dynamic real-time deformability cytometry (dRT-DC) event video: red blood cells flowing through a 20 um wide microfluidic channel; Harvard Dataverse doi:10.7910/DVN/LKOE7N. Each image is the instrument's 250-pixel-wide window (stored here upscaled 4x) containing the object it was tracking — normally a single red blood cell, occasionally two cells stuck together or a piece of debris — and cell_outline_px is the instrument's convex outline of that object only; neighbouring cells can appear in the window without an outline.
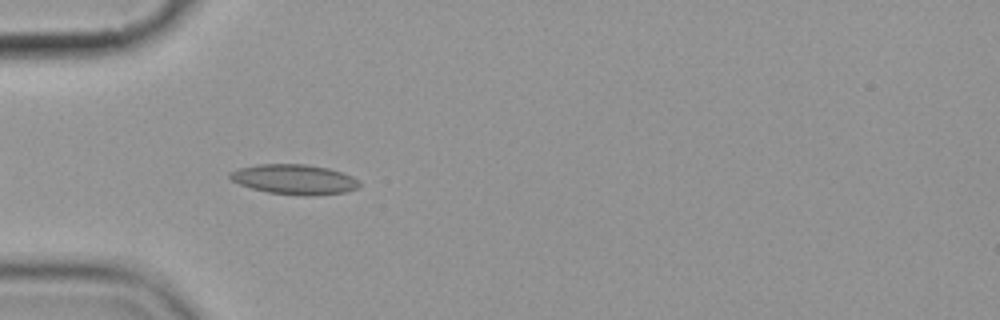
{"species": "common noctule bat (a hibernating species)", "species_latin": "Nyctalus noctula", "temperature_condition": "cold", "stored_images_in_passage": 5, "camera_frame_rate_fps": 3000, "um_per_image_px": 0.085, "animal": {"sex": "female", "body_mass_g": 19.9}, "frame": {"image": 1, "passage_image": 5, "time_ms": 4.667, "image_size_px": [1000, 320], "cell_outline_px": [[360, 184], [356, 188], [344, 192], [308, 196], [304, 196], [268, 192], [252, 188], [240, 184], [232, 180], [228, 176], [228, 172], [240, 168], [260, 164], [304, 164], [328, 168], [344, 172], [360, 180]], "centroid_in_image_um": [25.03, 15.24], "position_along_channel_um": 60.0, "area_um2": 22.54}}